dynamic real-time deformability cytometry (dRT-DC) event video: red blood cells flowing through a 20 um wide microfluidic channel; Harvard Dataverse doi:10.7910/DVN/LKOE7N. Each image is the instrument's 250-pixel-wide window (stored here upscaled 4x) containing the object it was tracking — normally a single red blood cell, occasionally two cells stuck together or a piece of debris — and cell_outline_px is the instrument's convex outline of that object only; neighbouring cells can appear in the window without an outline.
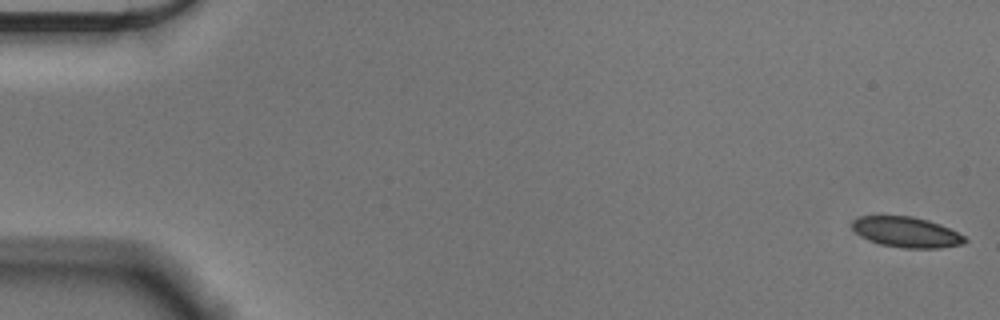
{"species": "Egyptian fruit bat (a non-hibernating species)", "species_latin": "Rousettus aegyptiacus", "temperature_condition": "cold", "stored_images_in_passage": 56, "camera_frame_rate_fps": 3000, "um_per_image_px": 0.085, "animal": {"sex": "male"}, "frame": {"image": 1, "passage_image": 1, "time_ms": 0.0, "image_size_px": [1000, 320], "cell_outline_px": [[968, 240], [964, 244], [940, 248], [900, 248], [880, 244], [868, 240], [860, 236], [852, 228], [852, 220], [860, 216], [912, 216], [928, 220], [940, 224], [964, 236]], "centroid_in_image_um": [77.04, 19.74], "position_along_channel_um": 8.0, "area_um2": 20.06}}
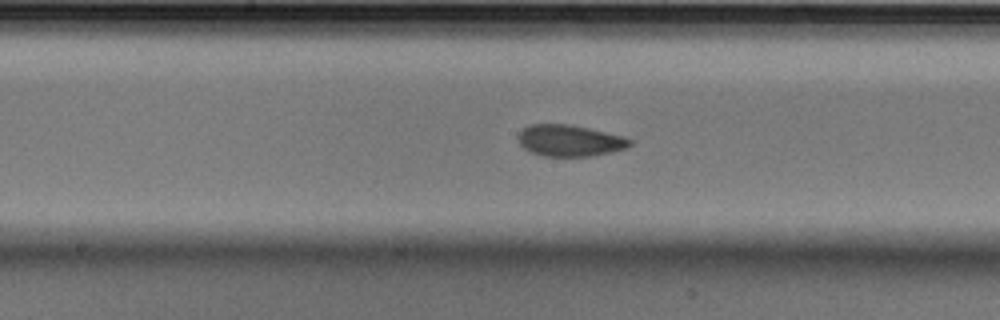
{"frame": {"image": 2, "passage_image": 29, "time_ms": 9.333, "image_size_px": [1000, 320], "cell_outline_px": [[632, 144], [628, 148], [612, 152], [592, 156], [544, 156], [532, 152], [524, 148], [520, 144], [520, 132], [524, 128], [532, 124], [572, 124], [624, 136], [632, 140]], "centroid_in_image_um": [48.49, 11.95], "position_along_channel_um": 199.7, "area_um2": 20.46}}
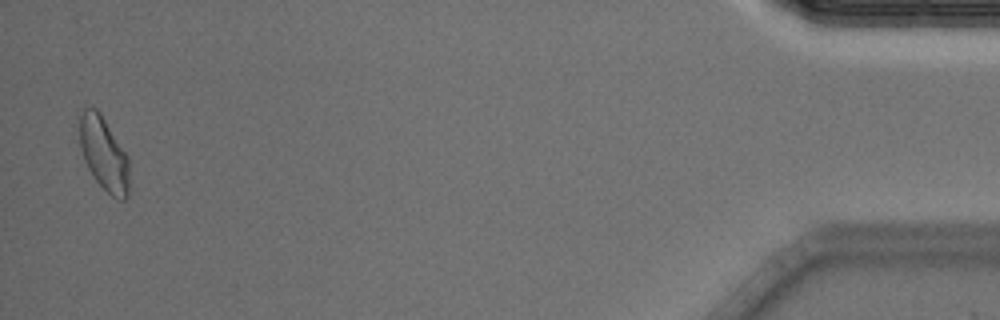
{"frame": {"image": 3, "passage_image": 55, "time_ms": 18.0, "image_size_px": [1000, 320], "cell_outline_px": [[128, 196], [124, 200], [120, 200], [112, 196], [96, 180], [88, 168], [84, 160], [80, 148], [80, 116], [84, 108], [96, 108], [100, 112], [128, 156]], "centroid_in_image_um": [8.82, 13.07], "position_along_channel_um": 426.4, "area_um2": 21.04}, "authors_computed_cell_mechanics": {"area_um2": 20.5768, "velocity_mm_per_s": 3.598, "shape_relaxation_time_tau1_ms": 4.0503, "shape_relaxation_time_tau2_ms": 1.999, "deformation_change_tau1": 0.0884, "deformation_change_tau2": 0.0507}}